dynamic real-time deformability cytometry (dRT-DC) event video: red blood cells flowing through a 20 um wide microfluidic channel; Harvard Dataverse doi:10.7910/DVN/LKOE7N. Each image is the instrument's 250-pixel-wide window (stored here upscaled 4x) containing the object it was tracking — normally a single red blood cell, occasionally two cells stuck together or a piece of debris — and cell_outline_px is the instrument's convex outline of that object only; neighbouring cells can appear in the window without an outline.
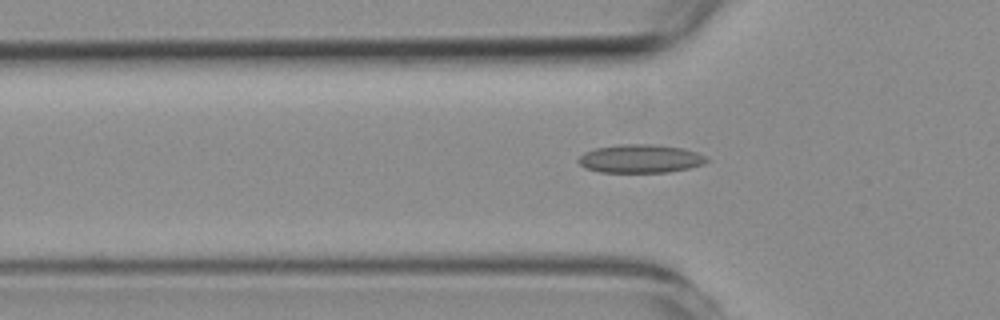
{"species": "common noctule bat (a hibernating species)", "species_latin": "Nyctalus noctula", "temperature_condition": "room temperature", "stored_images_in_passage": 49, "camera_frame_rate_fps": 3000, "um_per_image_px": 0.085, "animal": {"sex": "female", "body_mass_g": 19.3, "forearm_length_mm": 54.1}, "frame": {"image": 1, "passage_image": 13, "time_ms": 4.0, "image_size_px": [1000, 320], "cell_outline_px": [[708, 160], [704, 164], [688, 168], [668, 172], [600, 172], [584, 168], [576, 160], [584, 152], [596, 148], [620, 144], [652, 144], [680, 148], [696, 152], [704, 156]], "centroid_in_image_um": [54.38, 13.49], "position_along_channel_um": 71.4, "area_um2": 21.1}}
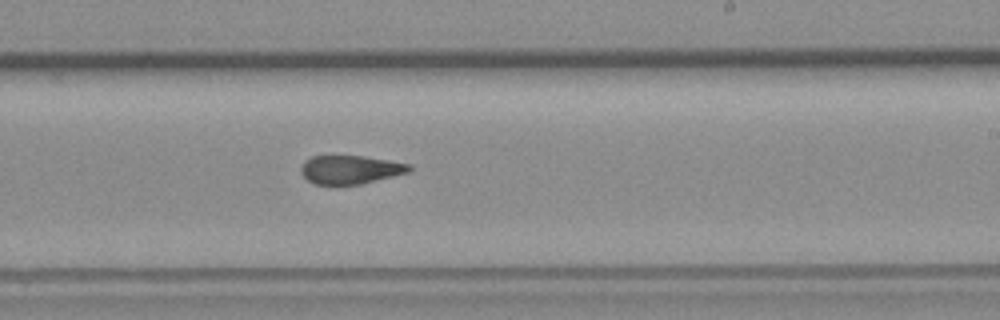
{"frame": {"image": 2, "passage_image": 28, "time_ms": 9.0, "image_size_px": [1000, 320], "cell_outline_px": [[412, 168], [408, 172], [360, 184], [336, 188], [312, 184], [300, 172], [300, 168], [304, 160], [312, 156], [364, 156], [412, 164]], "centroid_in_image_um": [29.71, 14.46], "position_along_channel_um": 259.3, "area_um2": 18.61}}
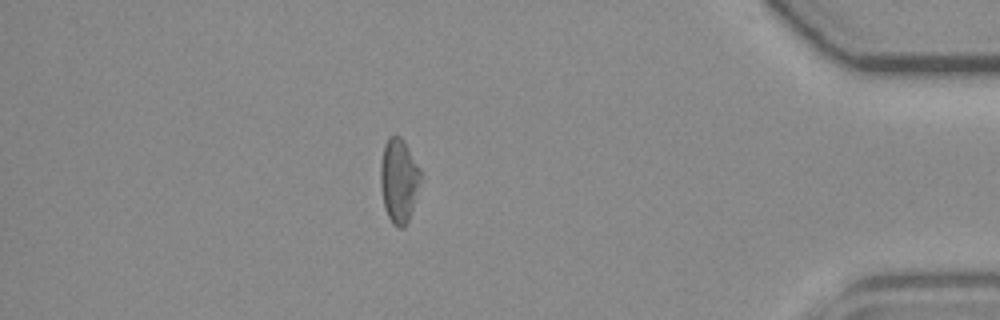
{"frame": {"image": 3, "passage_image": 43, "time_ms": 14.0, "image_size_px": [1000, 320], "cell_outline_px": [[420, 180], [412, 208], [408, 220], [404, 228], [400, 228], [392, 224], [384, 208], [380, 188], [380, 164], [384, 144], [388, 136], [400, 136], [404, 140], [420, 168]], "centroid_in_image_um": [33.87, 15.32], "position_along_channel_um": 401.3, "area_um2": 19.65}}